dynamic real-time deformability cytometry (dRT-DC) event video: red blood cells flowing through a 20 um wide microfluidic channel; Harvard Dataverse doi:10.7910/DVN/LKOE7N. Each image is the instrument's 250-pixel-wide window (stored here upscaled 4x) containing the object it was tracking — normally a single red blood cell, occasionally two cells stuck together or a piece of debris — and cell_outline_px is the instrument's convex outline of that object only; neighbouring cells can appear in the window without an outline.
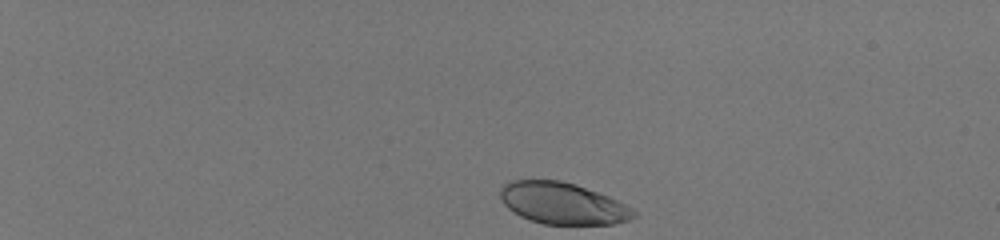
{"species": "human", "species_latin": "Homo sapiens", "temperature_condition": "room temperature", "stored_images_in_passage": 40, "camera_frame_rate_fps": 3000, "um_per_image_px": 0.085, "donor": {"sex": "male"}, "frame": {"image": 1, "passage_image": 1, "time_ms": 0.0, "image_size_px": [1000, 240], "cell_outline_px": [[636, 216], [628, 220], [612, 224], [544, 224], [520, 216], [508, 208], [500, 200], [500, 188], [504, 184], [512, 180], [560, 180], [576, 184], [608, 196], [632, 208], [636, 212]], "centroid_in_image_um": [47.8, 17.28], "position_along_channel_um": 37.2, "area_um2": 32.25}}
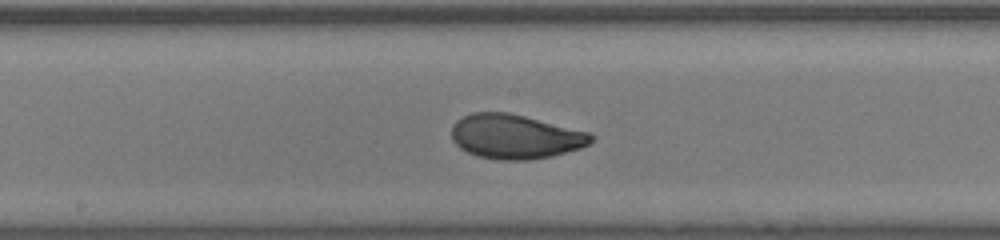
{"frame": {"image": 2, "passage_image": 22, "time_ms": 7.0, "image_size_px": [1000, 240], "cell_outline_px": [[596, 136], [588, 144], [580, 148], [552, 156], [528, 160], [500, 160], [476, 156], [460, 148], [452, 140], [452, 124], [456, 120], [472, 112], [508, 112], [592, 132]], "centroid_in_image_um": [43.81, 11.6], "position_along_channel_um": 204.4, "area_um2": 36.36}}
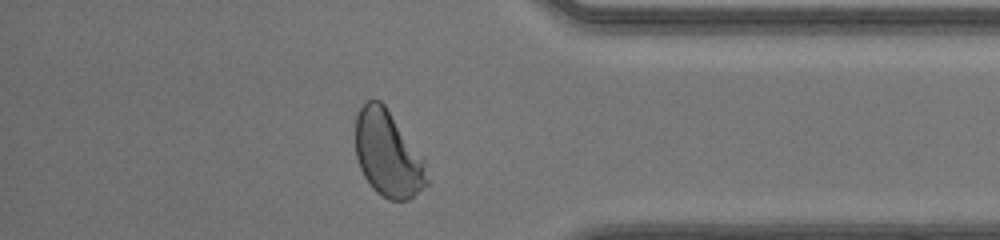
{"frame": {"image": 3, "passage_image": 37, "time_ms": 12.0, "image_size_px": [1000, 240], "cell_outline_px": [[428, 184], [408, 200], [388, 200], [376, 192], [372, 188], [364, 176], [360, 168], [356, 156], [356, 116], [364, 100], [380, 100], [384, 104], [424, 160], [428, 180]], "centroid_in_image_um": [32.95, 13.09], "position_along_channel_um": 402.3, "area_um2": 35.49}, "authors_computed_cell_mechanics": {"area_um2": 35.2002, "velocity_mm_per_s": 4.1088, "shape_relaxation_time_tau1_ms": 3.5019, "shape_relaxation_time_tau2_ms": null, "deformation_change_tau1": 0.1661, "deformation_change_tau2": null}}